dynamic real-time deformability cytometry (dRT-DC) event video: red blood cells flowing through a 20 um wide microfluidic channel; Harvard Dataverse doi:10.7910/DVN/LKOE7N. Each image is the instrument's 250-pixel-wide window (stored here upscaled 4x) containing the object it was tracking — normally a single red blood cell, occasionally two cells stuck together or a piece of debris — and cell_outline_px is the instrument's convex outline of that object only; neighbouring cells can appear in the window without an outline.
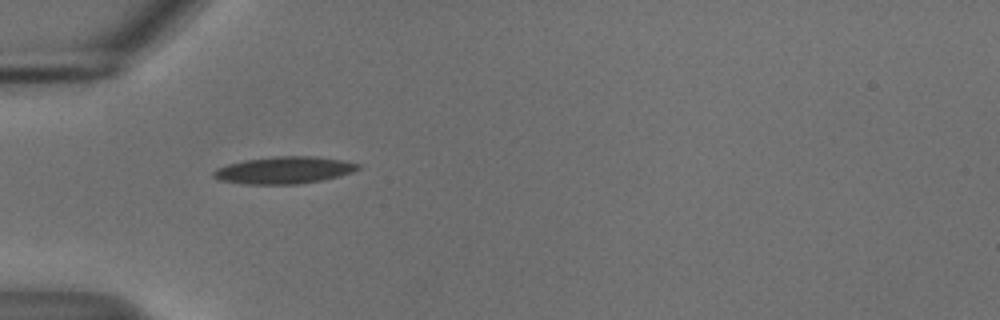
{"species": "common noctule bat (a hibernating species)", "species_latin": "Nyctalus noctula", "temperature_condition": "cold", "stored_images_in_passage": 4, "camera_frame_rate_fps": 3000, "um_per_image_px": 0.085, "animal": {"sex": "male", "body_mass_g": 18.8}, "frame": {"image": 1, "passage_image": 1, "time_ms": 0.0, "image_size_px": [1000, 320], "cell_outline_px": [[360, 168], [352, 172], [340, 176], [324, 180], [300, 184], [244, 184], [220, 180], [212, 176], [212, 172], [216, 168], [228, 164], [244, 160], [276, 156], [316, 156], [344, 160], [360, 164]], "centroid_in_image_um": [24.17, 14.46], "position_along_channel_um": 60.8, "area_um2": 23.0}}
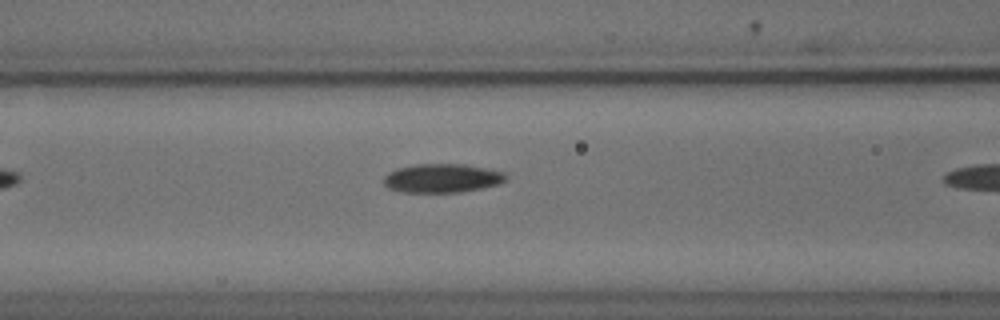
{"frame": {"image": 2, "passage_image": 3, "time_ms": 0.667, "image_size_px": [1000, 320], "cell_outline_px": [[508, 180], [500, 184], [460, 192], [404, 192], [388, 188], [384, 184], [384, 176], [388, 172], [396, 168], [416, 164], [464, 164], [504, 172], [508, 176]], "centroid_in_image_um": [37.59, 15.14], "position_along_channel_um": 129.0, "area_um2": 20.58}}